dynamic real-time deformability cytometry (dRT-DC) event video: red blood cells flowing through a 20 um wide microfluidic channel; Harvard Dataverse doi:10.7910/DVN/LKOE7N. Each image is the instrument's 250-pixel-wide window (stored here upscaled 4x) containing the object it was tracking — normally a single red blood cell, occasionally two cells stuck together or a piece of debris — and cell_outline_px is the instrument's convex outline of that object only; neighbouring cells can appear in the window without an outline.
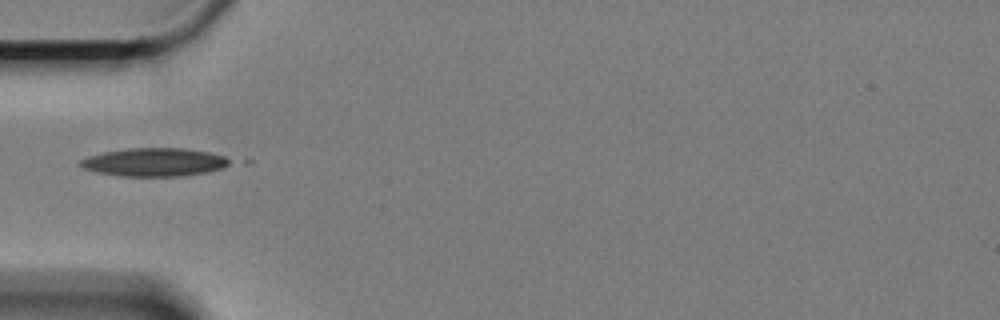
{"species": "Egyptian fruit bat (a non-hibernating species)", "species_latin": "Rousettus aegyptiacus", "temperature_condition": "cold", "stored_images_in_passage": 20, "camera_frame_rate_fps": 3000, "um_per_image_px": 0.085, "animal": {"sex": "female"}, "frame": {"image": 1, "passage_image": 1, "time_ms": 0.0, "image_size_px": [1000, 320], "cell_outline_px": [[232, 164], [224, 168], [204, 172], [180, 176], [120, 176], [96, 172], [84, 168], [76, 164], [80, 160], [88, 156], [104, 152], [128, 148], [184, 148], [208, 152], [224, 156], [232, 160]], "centroid_in_image_um": [13.12, 13.78], "position_along_channel_um": 71.9, "area_um2": 24.68}}
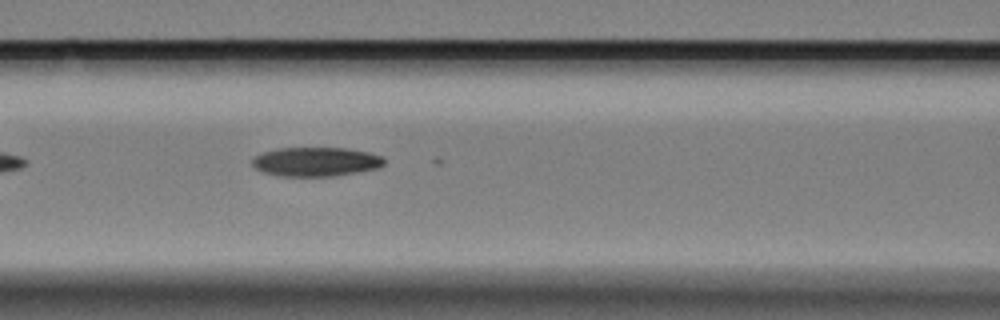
{"frame": {"image": 2, "passage_image": 7, "time_ms": 2.0, "image_size_px": [1000, 320], "cell_outline_px": [[384, 164], [376, 168], [356, 172], [332, 176], [280, 176], [264, 172], [256, 168], [252, 164], [252, 160], [256, 156], [264, 152], [276, 148], [344, 148], [368, 152], [380, 156], [384, 160]], "centroid_in_image_um": [26.82, 13.74], "position_along_channel_um": 139.8, "area_um2": 22.08}}
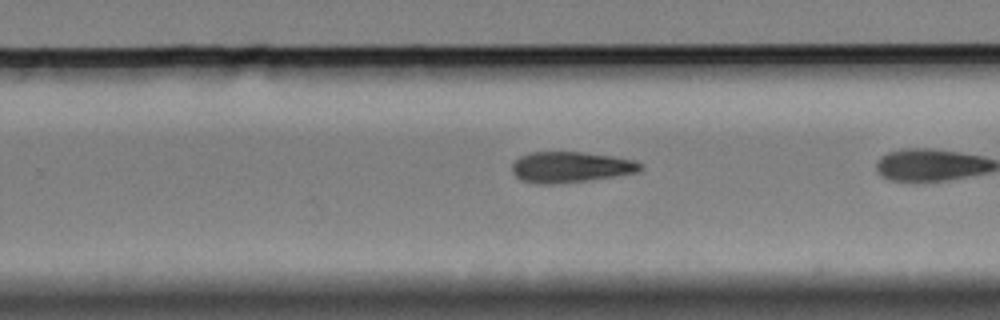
{"frame": {"image": 3, "passage_image": 17, "time_ms": 5.333, "image_size_px": [1000, 320], "cell_outline_px": [[640, 172], [588, 180], [552, 184], [536, 184], [520, 180], [512, 172], [512, 164], [520, 156], [532, 152], [584, 152], [612, 156], [636, 160], [640, 164]], "centroid_in_image_um": [48.48, 14.2], "position_along_channel_um": 281.3, "area_um2": 23.0}}